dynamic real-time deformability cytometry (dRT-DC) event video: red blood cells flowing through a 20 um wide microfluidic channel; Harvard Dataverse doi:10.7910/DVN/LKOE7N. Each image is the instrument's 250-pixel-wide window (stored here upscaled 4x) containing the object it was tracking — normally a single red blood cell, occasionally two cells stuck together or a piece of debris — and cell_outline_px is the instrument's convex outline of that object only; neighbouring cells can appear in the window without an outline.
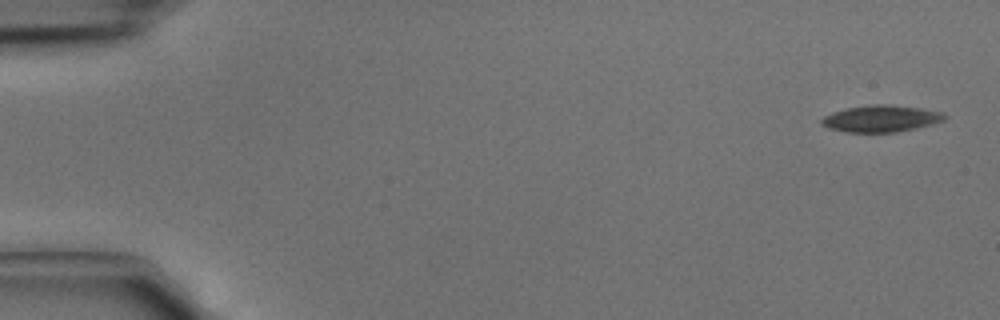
{"species": "common noctule bat (a hibernating species)", "species_latin": "Nyctalus noctula", "temperature_condition": "cold", "stored_images_in_passage": 3, "camera_frame_rate_fps": 3000, "um_per_image_px": 0.085, "animal": {"sex": "male", "body_mass_g": 15.6}, "frame": {"image": 1, "passage_image": 1, "time_ms": 0.0, "image_size_px": [1000, 320], "cell_outline_px": [[948, 116], [944, 120], [932, 124], [896, 132], [848, 132], [828, 128], [820, 124], [820, 120], [824, 116], [832, 112], [848, 108], [872, 104], [892, 104], [920, 108], [944, 112]], "centroid_in_image_um": [74.89, 10.07], "position_along_channel_um": 10.1, "area_um2": 19.19}}
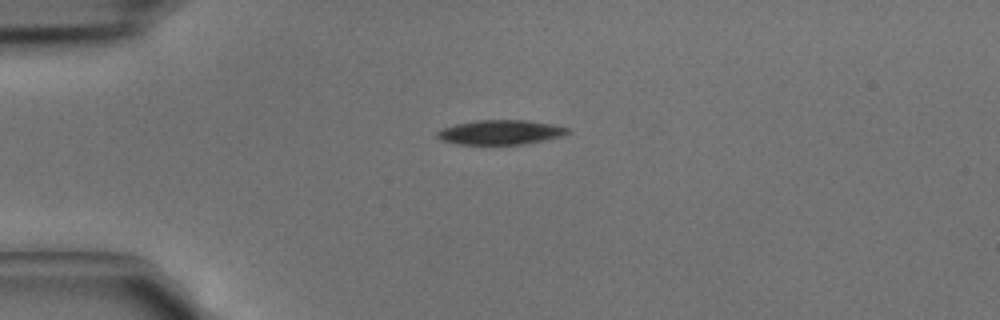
{"frame": {"image": 2, "passage_image": 3, "time_ms": 0.667, "image_size_px": [1000, 320], "cell_outline_px": [[572, 132], [560, 136], [544, 140], [524, 144], [456, 144], [440, 140], [436, 136], [436, 132], [444, 128], [456, 124], [476, 120], [524, 120], [552, 124], [572, 128]], "centroid_in_image_um": [42.56, 11.24], "position_along_channel_um": 42.4, "area_um2": 18.67}}